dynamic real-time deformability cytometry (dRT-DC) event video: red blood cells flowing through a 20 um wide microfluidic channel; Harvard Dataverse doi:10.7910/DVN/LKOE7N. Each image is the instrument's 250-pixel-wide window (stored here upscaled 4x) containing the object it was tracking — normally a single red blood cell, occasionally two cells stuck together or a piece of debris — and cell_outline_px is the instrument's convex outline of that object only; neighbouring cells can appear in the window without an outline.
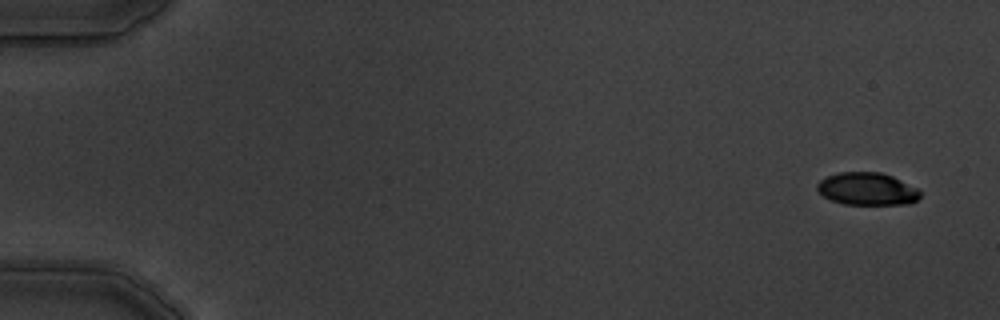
{"species": "common noctule bat (a hibernating species)", "species_latin": "Nyctalus noctula", "temperature_condition": "warm", "stored_images_in_passage": 7, "camera_frame_rate_fps": 3000, "um_per_image_px": 0.085, "animal": {"sex": "male", "body_mass_g": 19.5, "forearm_length_mm": 54.6}, "frame": {"image": 1, "passage_image": 1, "time_ms": 0.0, "image_size_px": [1000, 320], "cell_outline_px": [[920, 196], [912, 204], [844, 204], [832, 200], [824, 196], [816, 188], [816, 184], [820, 180], [828, 176], [840, 172], [880, 172], [892, 176], [916, 188], [920, 192]], "centroid_in_image_um": [73.7, 16.06], "position_along_channel_um": 11.3, "area_um2": 19.36}}
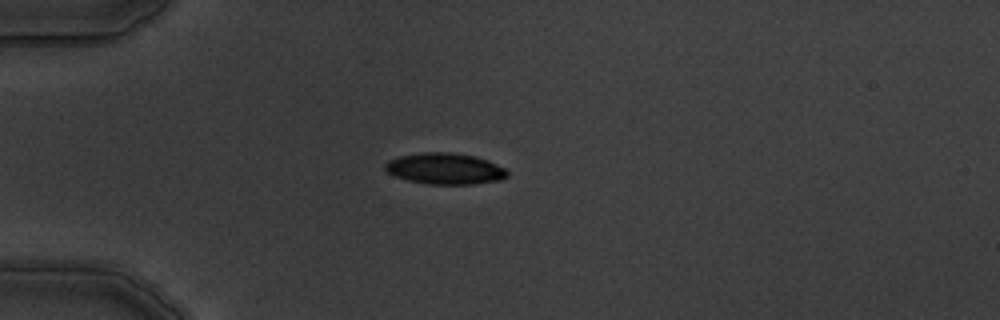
{"frame": {"image": 2, "passage_image": 5, "time_ms": 4.333, "image_size_px": [1000, 320], "cell_outline_px": [[508, 176], [500, 180], [472, 184], [428, 184], [408, 180], [396, 176], [388, 172], [384, 168], [384, 164], [388, 160], [400, 156], [424, 152], [452, 152], [476, 156], [488, 160], [504, 168], [508, 172]], "centroid_in_image_um": [37.83, 14.33], "position_along_channel_um": 47.2, "area_um2": 22.2}}
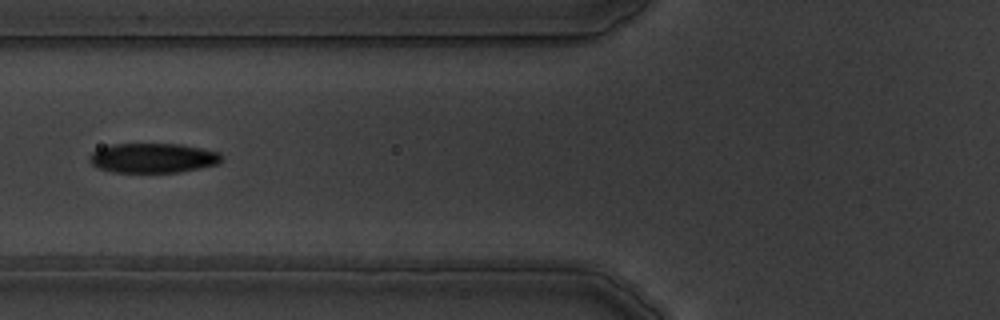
{"frame": {"image": 3, "passage_image": 7, "time_ms": 6.667, "image_size_px": [1000, 320], "cell_outline_px": [[224, 160], [220, 164], [180, 172], [112, 172], [100, 168], [92, 164], [88, 160], [88, 156], [92, 152], [100, 148], [112, 144], [180, 144], [220, 152], [224, 156]], "centroid_in_image_um": [13.05, 13.43], "position_along_channel_um": 112.8, "area_um2": 23.0}}